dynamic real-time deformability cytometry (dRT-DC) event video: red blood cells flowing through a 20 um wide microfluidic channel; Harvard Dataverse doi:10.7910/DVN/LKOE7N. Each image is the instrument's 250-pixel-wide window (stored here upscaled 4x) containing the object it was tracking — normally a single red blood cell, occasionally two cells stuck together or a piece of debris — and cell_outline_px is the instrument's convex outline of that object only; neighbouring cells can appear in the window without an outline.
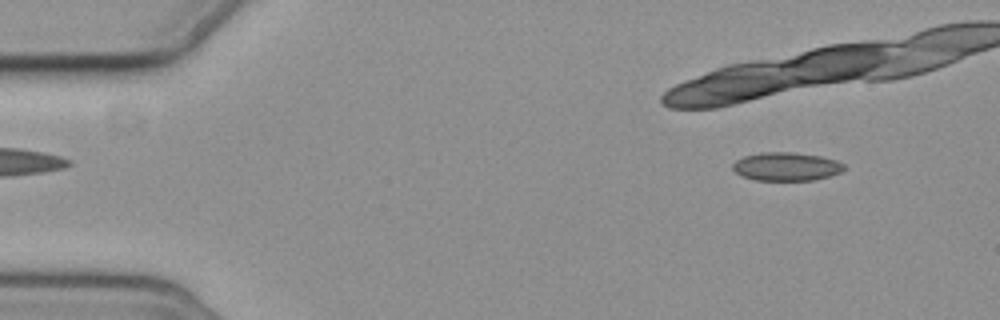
{"species": "common noctule bat (a hibernating species)", "species_latin": "Nyctalus noctula", "temperature_condition": "cold", "stored_images_in_passage": 9, "camera_frame_rate_fps": 3000, "um_per_image_px": 0.085, "animal": {"sex": "female", "body_mass_g": 19.3, "forearm_length_mm": 54.1}, "frame": {"image": 1, "passage_image": 2, "time_ms": 1.333, "image_size_px": [1000, 320], "cell_outline_px": [[844, 168], [840, 172], [816, 180], [756, 180], [740, 176], [732, 168], [732, 164], [736, 160], [744, 156], [760, 152], [796, 152], [820, 156], [836, 160], [844, 164]], "centroid_in_image_um": [66.81, 14.15], "position_along_channel_um": 18.2, "area_um2": 18.5}}
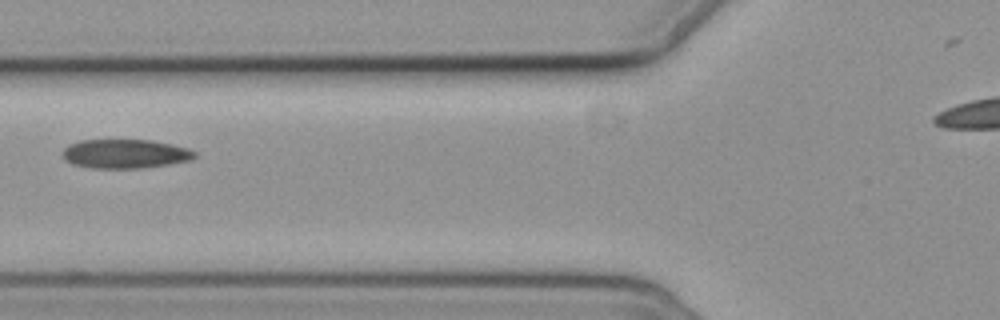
{"frame": {"image": 2, "passage_image": 9, "time_ms": 9.333, "image_size_px": [1000, 320], "cell_outline_px": [[196, 156], [192, 160], [168, 164], [140, 168], [92, 168], [72, 164], [64, 160], [64, 148], [68, 144], [80, 140], [152, 140], [172, 144], [188, 148], [196, 152]], "centroid_in_image_um": [10.64, 13.07], "position_along_channel_um": 115.2, "area_um2": 22.43}}